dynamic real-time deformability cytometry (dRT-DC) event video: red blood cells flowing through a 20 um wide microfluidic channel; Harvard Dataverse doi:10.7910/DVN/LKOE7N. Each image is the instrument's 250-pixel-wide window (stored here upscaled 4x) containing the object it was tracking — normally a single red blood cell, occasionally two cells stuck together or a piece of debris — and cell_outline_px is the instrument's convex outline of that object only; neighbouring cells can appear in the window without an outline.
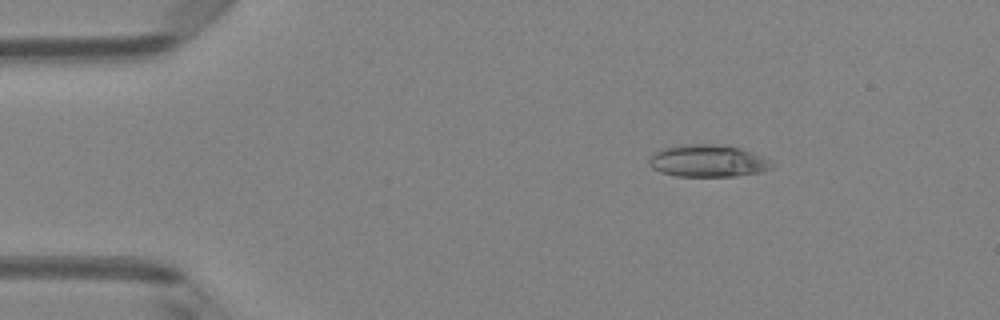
{"species": "Egyptian fruit bat (a non-hibernating species)", "species_latin": "Rousettus aegyptiacus", "temperature_condition": "room temperature", "stored_images_in_passage": 6, "camera_frame_rate_fps": 3000, "um_per_image_px": 0.085, "animal": {"sex": "female"}, "frame": {"image": 1, "passage_image": 3, "time_ms": 0.667, "image_size_px": [1000, 320], "cell_outline_px": [[776, 164], [772, 168], [760, 172], [736, 176], [676, 176], [660, 172], [652, 168], [648, 164], [648, 160], [652, 152], [660, 148], [680, 144], [720, 144], [740, 148], [764, 156]], "centroid_in_image_um": [60.15, 13.66], "position_along_channel_um": 24.9, "area_um2": 23.52}}